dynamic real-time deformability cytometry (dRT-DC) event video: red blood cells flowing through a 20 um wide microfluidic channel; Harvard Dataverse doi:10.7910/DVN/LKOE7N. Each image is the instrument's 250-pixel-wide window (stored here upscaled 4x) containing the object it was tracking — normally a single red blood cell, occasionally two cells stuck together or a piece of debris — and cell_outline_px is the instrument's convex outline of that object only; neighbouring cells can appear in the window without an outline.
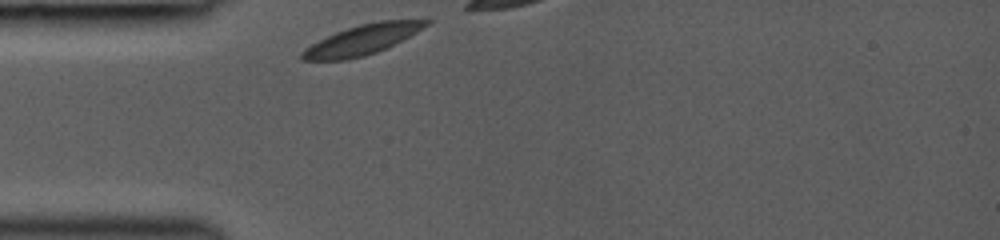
{"species": "common noctule bat (a hibernating species)", "species_latin": "Nyctalus noctula", "temperature_condition": "room temperature", "stored_images_in_passage": 5, "camera_frame_rate_fps": 3000, "um_per_image_px": 0.085, "animal": {"sex": "female", "body_mass_g": 19.0, "forearm_length_mm": 53.3}, "frame": {"image": 1, "passage_image": 1, "time_ms": 0.0, "image_size_px": [1000, 240], "cell_outline_px": [[432, 20], [428, 24], [416, 32], [376, 52], [364, 56], [348, 60], [300, 60], [300, 52], [312, 44], [336, 32], [360, 24], [380, 20]], "centroid_in_image_um": [30.73, 3.39], "position_along_channel_um": 54.3, "area_um2": 21.1}}